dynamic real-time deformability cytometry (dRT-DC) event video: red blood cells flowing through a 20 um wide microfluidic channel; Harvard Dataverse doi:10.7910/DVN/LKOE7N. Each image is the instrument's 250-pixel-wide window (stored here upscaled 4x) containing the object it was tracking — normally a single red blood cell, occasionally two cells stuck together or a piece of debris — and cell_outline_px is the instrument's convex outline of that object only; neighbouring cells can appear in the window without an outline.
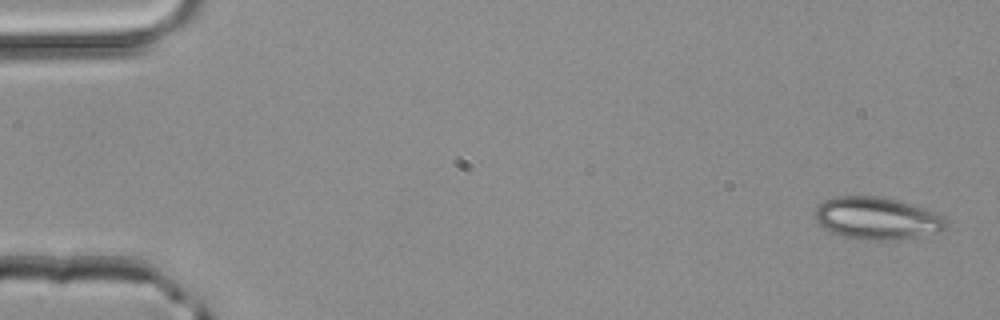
{"species": "common noctule bat (a hibernating species)", "species_latin": "Nyctalus noctula", "temperature_condition": "room temperature", "stored_images_in_passage": 4, "camera_frame_rate_fps": 3000, "um_per_image_px": 0.085, "animal": {"sex": "male", "body_mass_g": 20.4}, "frame": {"image": 1, "passage_image": 1, "time_ms": 0.0, "image_size_px": [1000, 320], "cell_outline_px": [[944, 228], [940, 232], [900, 240], [864, 240], [840, 236], [824, 228], [816, 220], [816, 208], [824, 200], [836, 196], [880, 196], [896, 200], [944, 216]], "centroid_in_image_um": [74.5, 18.57], "position_along_channel_um": 10.5, "area_um2": 32.02}}